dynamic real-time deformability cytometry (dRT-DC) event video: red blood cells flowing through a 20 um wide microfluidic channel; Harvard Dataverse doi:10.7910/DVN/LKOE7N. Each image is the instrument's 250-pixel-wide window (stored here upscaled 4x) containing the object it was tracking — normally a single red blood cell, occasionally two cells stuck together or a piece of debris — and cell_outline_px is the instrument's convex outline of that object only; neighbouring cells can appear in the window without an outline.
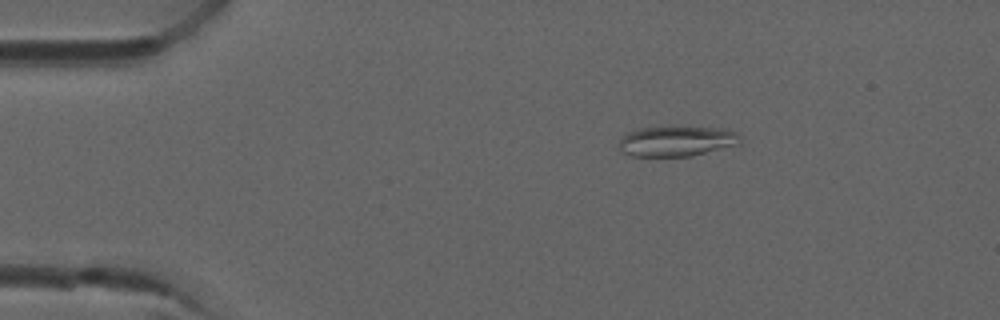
{"species": "common noctule bat (a hibernating species)", "species_latin": "Nyctalus noctula", "temperature_condition": "room temperature", "stored_images_in_passage": 8, "camera_frame_rate_fps": 3000, "um_per_image_px": 0.085, "animal": {"sex": "male", "forearm_length_mm": 52.5}, "frame": {"image": 1, "passage_image": 2, "time_ms": 0.333, "image_size_px": [1000, 320], "cell_outline_px": [[744, 140], [740, 144], [692, 156], [632, 156], [624, 152], [620, 148], [620, 140], [628, 132], [640, 128], [672, 124], [676, 124], [724, 128], [740, 132]], "centroid_in_image_um": [57.63, 11.94], "position_along_channel_um": 27.4, "area_um2": 22.48}}
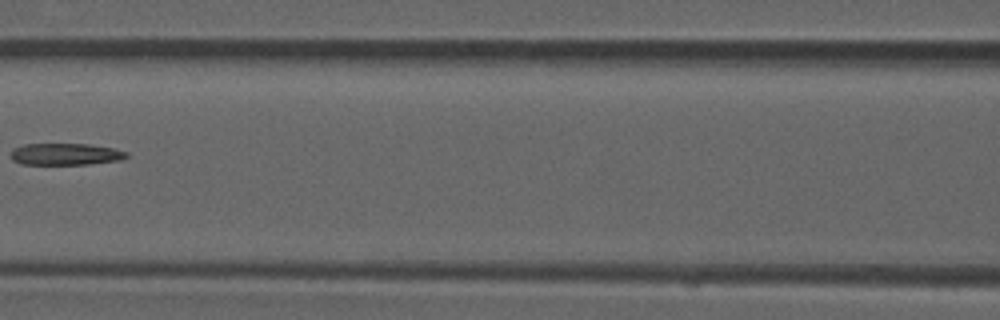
{"frame": {"image": 2, "passage_image": 6, "time_ms": 1.667, "image_size_px": [1000, 320], "cell_outline_px": [[128, 156], [120, 160], [88, 164], [20, 164], [12, 160], [12, 148], [24, 144], [88, 144], [112, 148], [128, 152]], "centroid_in_image_um": [5.55, 13.1], "position_along_channel_um": 161.0, "area_um2": 14.62}}
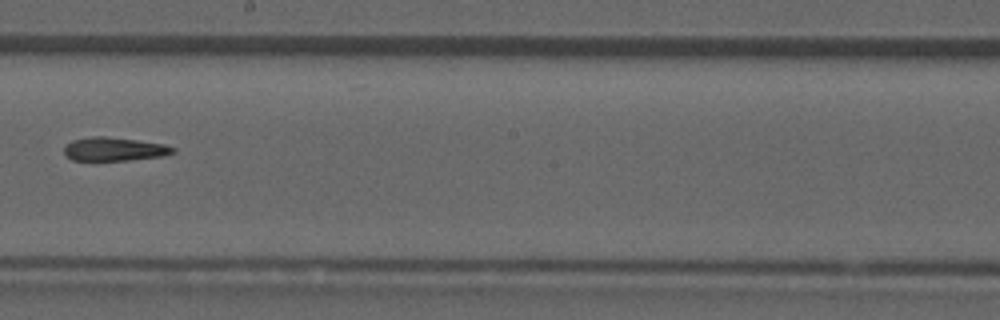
{"frame": {"image": 3, "passage_image": 8, "time_ms": 2.333, "image_size_px": [1000, 320], "cell_outline_px": [[176, 152], [164, 156], [128, 160], [72, 160], [64, 152], [64, 148], [72, 140], [92, 136], [104, 136], [136, 140], [164, 144], [176, 148]], "centroid_in_image_um": [9.75, 12.67], "position_along_channel_um": 238.5, "area_um2": 14.85}}